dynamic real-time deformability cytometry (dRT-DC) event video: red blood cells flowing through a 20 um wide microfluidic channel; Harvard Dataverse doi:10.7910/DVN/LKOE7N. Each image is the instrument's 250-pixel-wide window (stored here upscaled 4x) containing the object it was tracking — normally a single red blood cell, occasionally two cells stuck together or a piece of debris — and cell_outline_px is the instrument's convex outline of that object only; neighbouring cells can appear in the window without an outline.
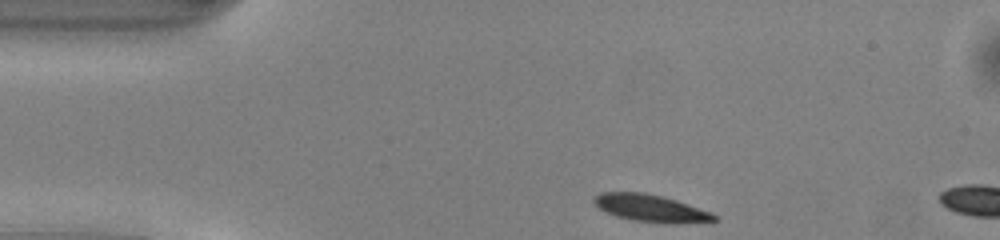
{"species": "common noctule bat (a hibernating species)", "species_latin": "Nyctalus noctula", "temperature_condition": "warm", "stored_images_in_passage": 4, "camera_frame_rate_fps": 3000, "um_per_image_px": 0.085, "animal": {"sex": "male", "body_mass_g": 13.0, "forearm_length_mm": 53.1}, "frame": {"image": 1, "passage_image": 1, "time_ms": 0.0, "image_size_px": [1000, 240], "cell_outline_px": [[716, 220], [672, 224], [668, 224], [632, 220], [616, 216], [600, 208], [592, 200], [600, 192], [644, 192], [676, 200], [712, 212], [716, 216]], "centroid_in_image_um": [55.31, 17.7], "position_along_channel_um": 29.7, "area_um2": 18.84}}